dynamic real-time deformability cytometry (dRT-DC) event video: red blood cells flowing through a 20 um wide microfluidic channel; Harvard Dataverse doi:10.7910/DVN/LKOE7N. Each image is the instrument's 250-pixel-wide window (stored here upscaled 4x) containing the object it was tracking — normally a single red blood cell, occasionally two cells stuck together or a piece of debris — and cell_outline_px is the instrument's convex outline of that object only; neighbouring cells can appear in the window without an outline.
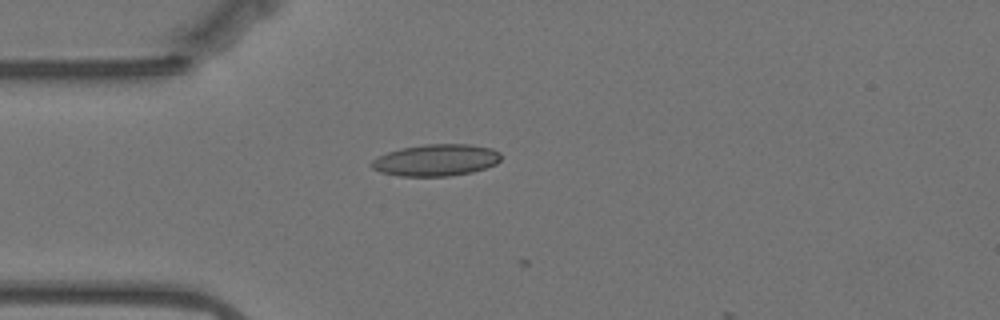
{"species": "Egyptian fruit bat (a non-hibernating species)", "species_latin": "Rousettus aegyptiacus", "temperature_condition": "warm", "stored_images_in_passage": 2, "camera_frame_rate_fps": 3000, "um_per_image_px": 0.085, "animal": {"sex": "female"}, "frame": {"image": 1, "passage_image": 1, "time_ms": 0.0, "image_size_px": [1000, 320], "cell_outline_px": [[500, 160], [496, 164], [472, 172], [448, 176], [400, 176], [380, 172], [372, 168], [368, 164], [372, 160], [388, 152], [400, 148], [424, 144], [472, 144], [492, 148], [500, 152]], "centroid_in_image_um": [37.06, 13.6], "position_along_channel_um": 47.9, "area_um2": 24.04}}